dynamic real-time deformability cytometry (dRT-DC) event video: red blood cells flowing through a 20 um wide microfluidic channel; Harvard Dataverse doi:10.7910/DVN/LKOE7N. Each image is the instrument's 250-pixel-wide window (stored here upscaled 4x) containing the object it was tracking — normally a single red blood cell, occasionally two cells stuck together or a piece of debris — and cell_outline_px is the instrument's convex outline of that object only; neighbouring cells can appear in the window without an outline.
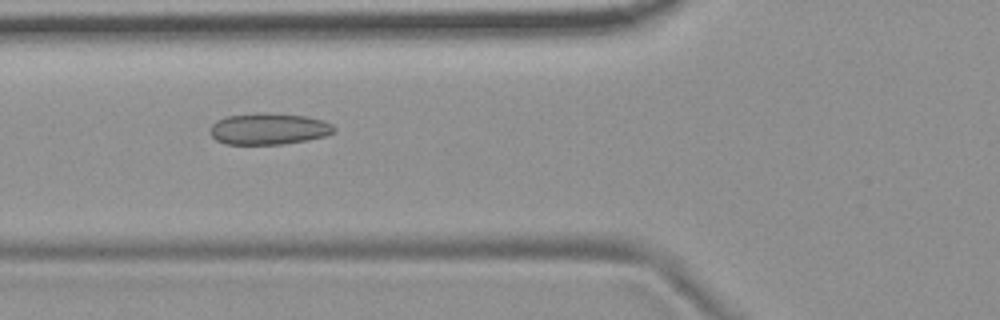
{"species": "common noctule bat (a hibernating species)", "species_latin": "Nyctalus noctula", "temperature_condition": "room temperature", "stored_images_in_passage": 46, "camera_frame_rate_fps": 3000, "um_per_image_px": 0.085, "animal": {"sex": "female", "body_mass_g": 19.9}, "frame": {"image": 1, "passage_image": 12, "time_ms": 3.667, "image_size_px": [1000, 320], "cell_outline_px": [[336, 128], [332, 132], [324, 136], [308, 140], [284, 144], [224, 144], [216, 140], [208, 132], [212, 124], [216, 120], [228, 116], [256, 112], [268, 112], [308, 116], [324, 120], [332, 124]], "centroid_in_image_um": [22.82, 10.94], "position_along_channel_um": 103.0, "area_um2": 23.06}}
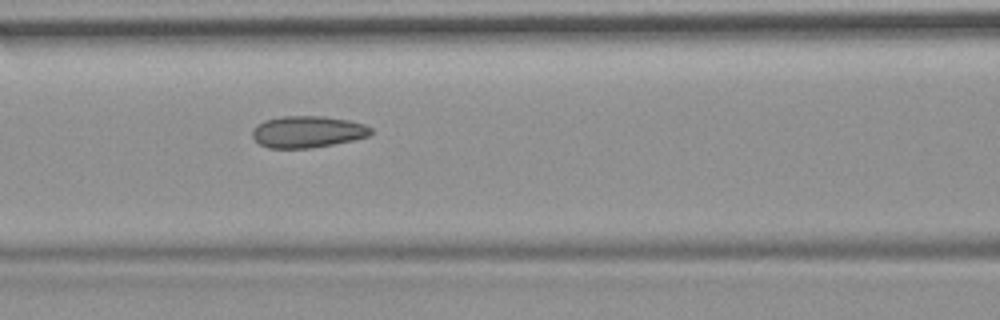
{"frame": {"image": 2, "passage_image": 15, "time_ms": 4.667, "image_size_px": [1000, 320], "cell_outline_px": [[372, 132], [368, 136], [352, 140], [312, 148], [268, 148], [260, 144], [252, 136], [252, 128], [256, 124], [264, 120], [284, 116], [324, 116], [348, 120], [364, 124], [372, 128]], "centroid_in_image_um": [26.11, 11.19], "position_along_channel_um": 140.5, "area_um2": 21.91}}
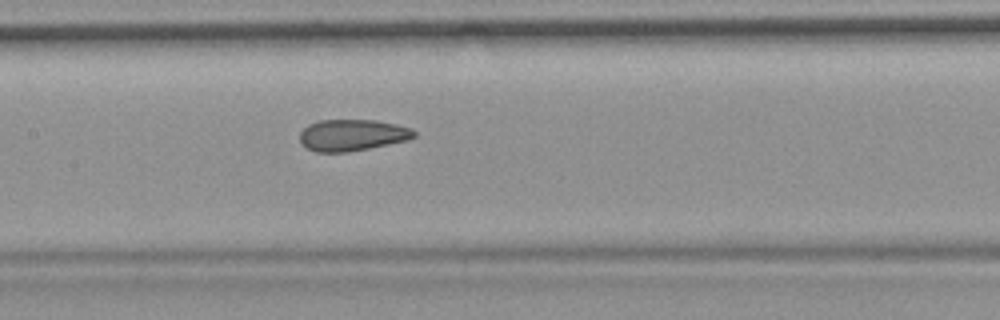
{"frame": {"image": 3, "passage_image": 18, "time_ms": 5.667, "image_size_px": [1000, 320], "cell_outline_px": [[416, 136], [408, 140], [348, 152], [316, 152], [308, 148], [300, 140], [300, 132], [308, 124], [320, 120], [376, 120], [396, 124], [412, 128], [416, 132]], "centroid_in_image_um": [29.96, 11.47], "position_along_channel_um": 177.4, "area_um2": 20.92}, "authors_computed_cell_mechanics": {"area_um2": 21.7906, "velocity_mm_per_s": 3.7121, "shape_relaxation_time_tau1_ms": null, "shape_relaxation_time_tau2_ms": 1.957, "deformation_change_tau1": null, "deformation_change_tau2": 0.0829}}